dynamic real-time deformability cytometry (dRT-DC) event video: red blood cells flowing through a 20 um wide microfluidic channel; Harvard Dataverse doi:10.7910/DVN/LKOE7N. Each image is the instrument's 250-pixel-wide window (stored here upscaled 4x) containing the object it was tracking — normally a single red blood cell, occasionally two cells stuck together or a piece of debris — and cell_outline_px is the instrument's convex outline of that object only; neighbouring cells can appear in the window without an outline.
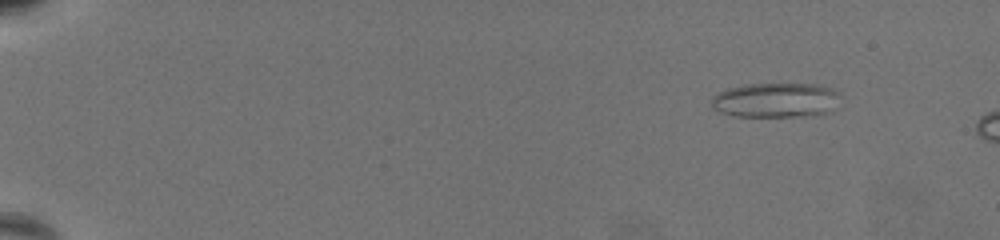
{"species": "common noctule bat (a hibernating species)", "species_latin": "Nyctalus noctula", "temperature_condition": "warm", "stored_images_in_passage": 5, "camera_frame_rate_fps": 3000, "um_per_image_px": 0.085, "animal": {"sex": "female", "body_mass_g": 19.5, "forearm_length_mm": 54.1}, "frame": {"image": 1, "passage_image": 1, "time_ms": 0.0, "image_size_px": [1000, 240], "cell_outline_px": [[840, 108], [828, 112], [804, 116], [732, 116], [720, 112], [712, 108], [712, 96], [728, 88], [744, 84], [820, 84], [832, 88], [840, 92]], "centroid_in_image_um": [66.01, 8.51], "position_along_channel_um": 19.0, "area_um2": 26.53}}